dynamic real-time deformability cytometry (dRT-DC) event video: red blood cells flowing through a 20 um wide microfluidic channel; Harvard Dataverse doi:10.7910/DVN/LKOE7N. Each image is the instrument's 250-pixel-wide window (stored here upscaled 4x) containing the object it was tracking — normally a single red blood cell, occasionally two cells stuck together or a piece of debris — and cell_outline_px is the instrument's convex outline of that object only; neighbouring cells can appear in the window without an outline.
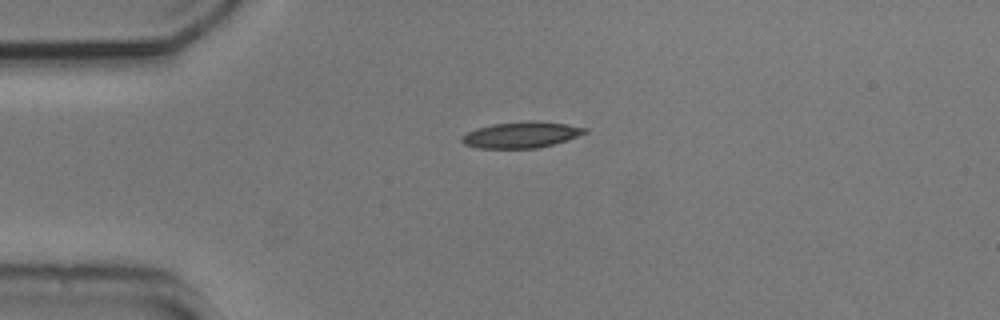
{"species": "common noctule bat (a hibernating species)", "species_latin": "Nyctalus noctula", "temperature_condition": "cold", "stored_images_in_passage": 42, "camera_frame_rate_fps": 3000, "um_per_image_px": 0.085, "animal": {"sex": "male", "body_mass_g": 20.5, "forearm_length_mm": 52.5}, "frame": {"image": 1, "passage_image": 1, "time_ms": 0.0, "image_size_px": [1000, 320], "cell_outline_px": [[588, 132], [568, 140], [536, 148], [476, 148], [464, 144], [460, 140], [460, 136], [476, 128], [492, 124], [528, 120], [536, 120], [568, 124], [588, 128]], "centroid_in_image_um": [44.31, 11.44], "position_along_channel_um": 40.7, "area_um2": 18.96}}
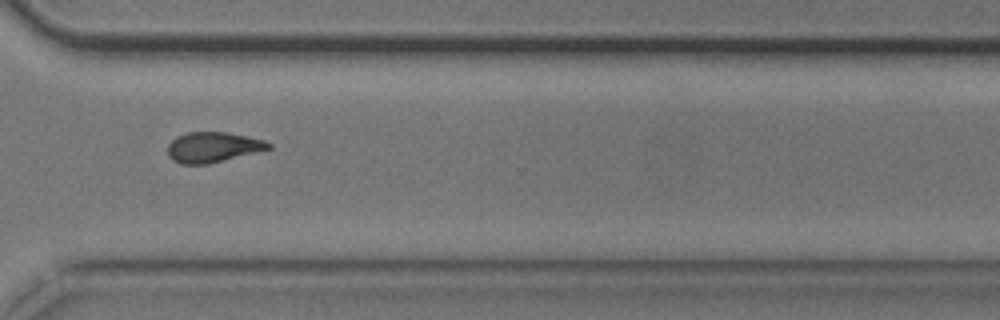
{"frame": {"image": 2, "passage_image": 28, "time_ms": 9.0, "image_size_px": [1000, 320], "cell_outline_px": [[272, 148], [208, 164], [180, 164], [172, 160], [168, 156], [168, 144], [176, 136], [188, 132], [228, 132], [248, 136], [264, 140], [272, 144]], "centroid_in_image_um": [18.08, 12.5], "position_along_channel_um": 352.5, "area_um2": 17.86}}
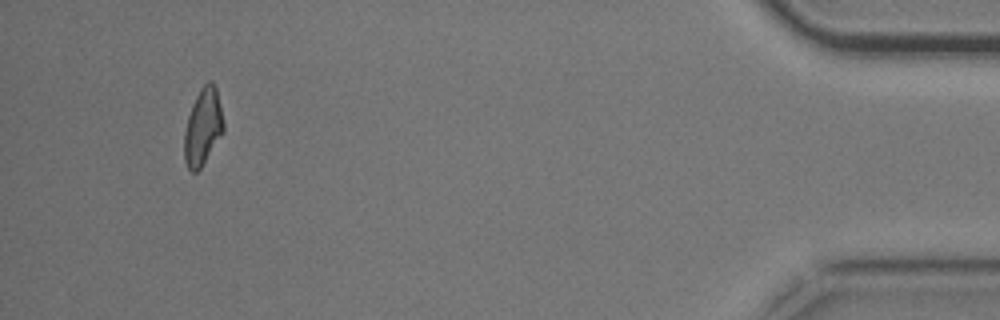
{"frame": {"image": 3, "passage_image": 39, "time_ms": 12.667, "image_size_px": [1000, 320], "cell_outline_px": [[224, 132], [200, 168], [196, 172], [192, 172], [188, 168], [184, 160], [184, 132], [188, 116], [192, 104], [200, 88], [208, 80], [212, 80], [216, 88], [224, 124]], "centroid_in_image_um": [17.24, 10.78], "position_along_channel_um": 418.0, "area_um2": 17.51}, "authors_computed_cell_mechanics": {"area_um2": 18.0914, "velocity_mm_per_s": 3.7331, "shape_relaxation_time_tau1_ms": 6.5521, "shape_relaxation_time_tau2_ms": 3.6719, "deformation_change_tau1": 0.1943, "deformation_change_tau2": 0.1002}}